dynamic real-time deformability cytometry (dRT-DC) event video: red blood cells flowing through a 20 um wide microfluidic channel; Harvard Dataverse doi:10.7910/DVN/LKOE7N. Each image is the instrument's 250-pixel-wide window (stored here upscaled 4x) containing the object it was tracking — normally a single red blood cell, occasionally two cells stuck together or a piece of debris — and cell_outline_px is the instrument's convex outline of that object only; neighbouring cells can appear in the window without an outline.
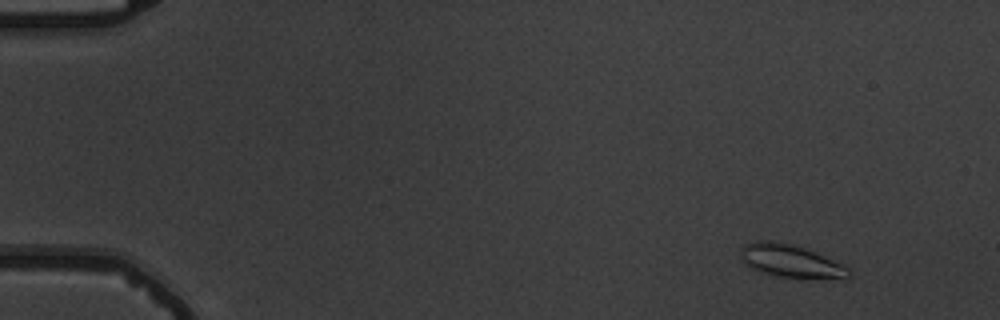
{"species": "common noctule bat (a hibernating species)", "species_latin": "Nyctalus noctula", "temperature_condition": "warm", "stored_images_in_passage": 10, "camera_frame_rate_fps": 3000, "um_per_image_px": 0.085, "animal": {"sex": "male", "body_mass_g": 19.5, "forearm_length_mm": 54.6}, "frame": {"image": 1, "passage_image": 2, "time_ms": 1.333, "image_size_px": [1000, 320], "cell_outline_px": [[852, 276], [844, 280], [776, 276], [760, 272], [744, 264], [740, 260], [740, 248], [744, 244], [756, 240], [772, 240], [792, 244], [804, 248], [844, 264], [852, 272]], "centroid_in_image_um": [67.23, 22.2], "position_along_channel_um": 17.8, "area_um2": 21.27}}
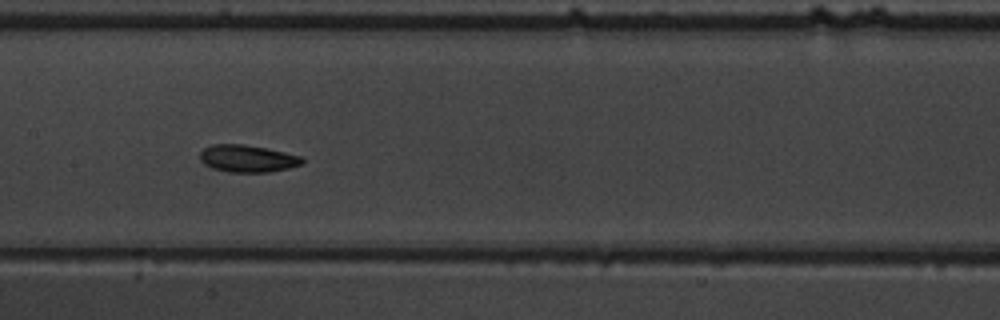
{"frame": {"image": 2, "passage_image": 9, "time_ms": 9.333, "image_size_px": [1000, 320], "cell_outline_px": [[304, 164], [288, 168], [268, 172], [228, 172], [212, 168], [204, 164], [200, 160], [200, 152], [204, 148], [212, 144], [244, 144], [268, 148], [304, 156]], "centroid_in_image_um": [21.07, 13.47], "position_along_channel_um": 186.3, "area_um2": 16.47}}
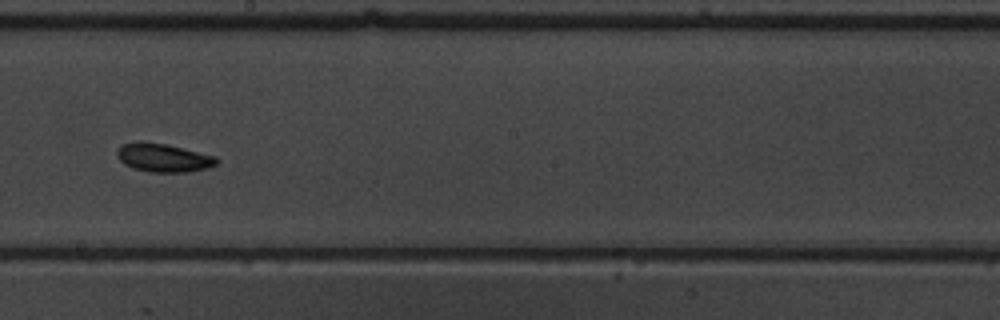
{"frame": {"image": 3, "passage_image": 10, "time_ms": 10.667, "image_size_px": [1000, 320], "cell_outline_px": [[220, 160], [216, 164], [208, 168], [188, 172], [148, 172], [132, 168], [124, 164], [116, 156], [116, 148], [120, 144], [140, 140], [168, 144], [216, 156]], "centroid_in_image_um": [13.85, 13.39], "position_along_channel_um": 234.4, "area_um2": 16.99}}